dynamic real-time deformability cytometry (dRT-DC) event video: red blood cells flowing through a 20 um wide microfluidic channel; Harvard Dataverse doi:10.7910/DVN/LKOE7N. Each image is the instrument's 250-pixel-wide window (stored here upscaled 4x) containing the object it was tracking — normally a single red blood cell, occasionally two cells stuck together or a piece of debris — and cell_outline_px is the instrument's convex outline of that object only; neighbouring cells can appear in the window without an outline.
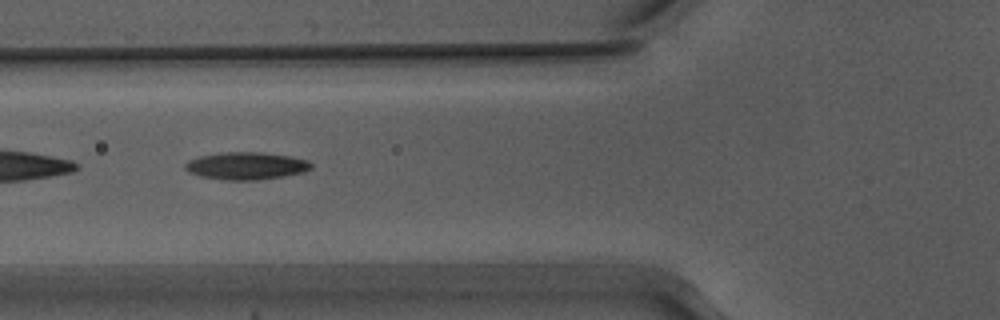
{"species": "Egyptian fruit bat (a non-hibernating species)", "species_latin": "Rousettus aegyptiacus", "temperature_condition": "warm", "stored_images_in_passage": 42, "camera_frame_rate_fps": 3000, "um_per_image_px": 0.085, "animal": {"sex": "male"}, "frame": {"image": 1, "passage_image": 9, "time_ms": 2.667, "image_size_px": [1000, 320], "cell_outline_px": [[312, 168], [304, 172], [284, 176], [252, 180], [228, 180], [200, 176], [188, 172], [184, 168], [184, 164], [188, 160], [200, 156], [220, 152], [264, 152], [292, 156], [308, 160], [312, 164]], "centroid_in_image_um": [20.93, 14.08], "position_along_channel_um": 104.9, "area_um2": 20.29}}
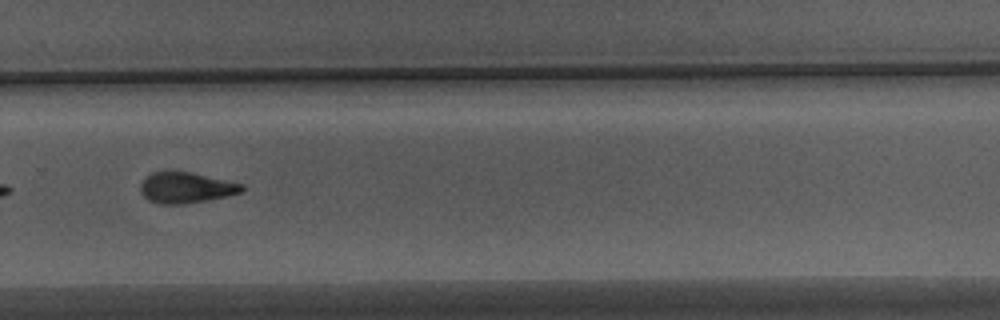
{"frame": {"image": 2, "passage_image": 25, "time_ms": 8.0, "image_size_px": [1000, 320], "cell_outline_px": [[244, 192], [184, 204], [160, 204], [148, 200], [140, 192], [140, 184], [144, 176], [152, 172], [192, 172], [244, 184]], "centroid_in_image_um": [15.78, 15.94], "position_along_channel_um": 314.0, "area_um2": 18.21}}
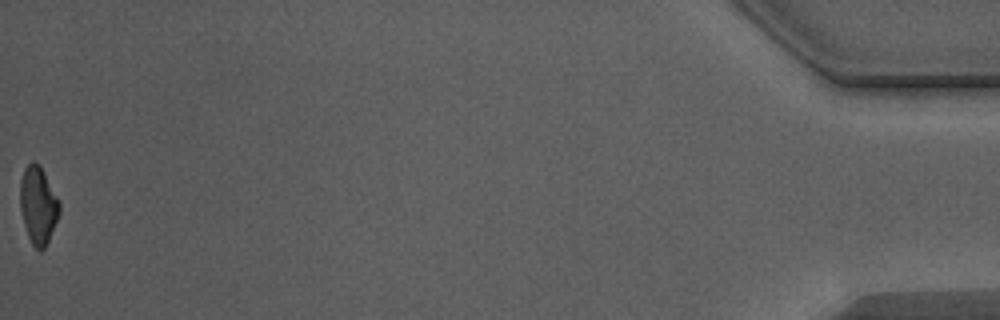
{"frame": {"image": 3, "passage_image": 42, "time_ms": 13.667, "image_size_px": [1000, 320], "cell_outline_px": [[60, 212], [48, 240], [44, 248], [40, 252], [32, 244], [28, 236], [24, 224], [20, 208], [20, 180], [24, 168], [32, 160], [40, 164], [60, 200]], "centroid_in_image_um": [3.24, 17.39], "position_along_channel_um": 432.0, "area_um2": 17.86}, "authors_computed_cell_mechanics": {"area_um2": 18.785, "velocity_mm_per_s": 3.9264, "shape_relaxation_time_tau1_ms": 4.0779, "shape_relaxation_time_tau2_ms": 4.0787, "deformation_change_tau1": 0.1745, "deformation_change_tau2": 0.1189}}